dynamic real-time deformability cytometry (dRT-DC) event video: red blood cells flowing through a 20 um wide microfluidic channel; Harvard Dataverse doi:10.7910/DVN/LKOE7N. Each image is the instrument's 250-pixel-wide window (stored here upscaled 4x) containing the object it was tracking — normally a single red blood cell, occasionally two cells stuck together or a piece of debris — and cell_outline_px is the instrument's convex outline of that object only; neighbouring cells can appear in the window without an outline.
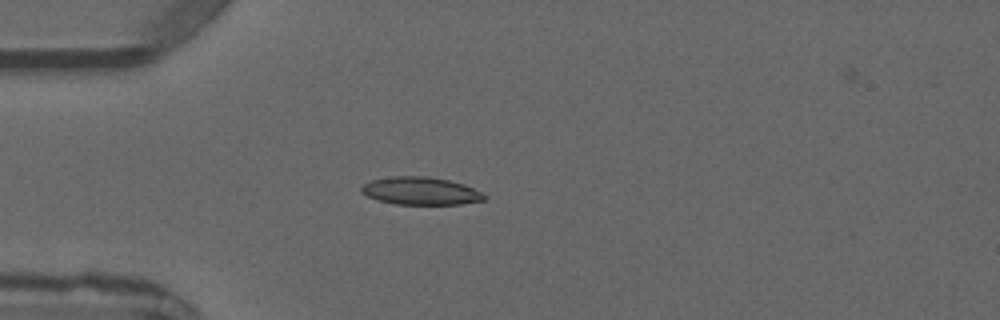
{"species": "common noctule bat (a hibernating species)", "species_latin": "Nyctalus noctula", "temperature_condition": "warm", "stored_images_in_passage": 4, "camera_frame_rate_fps": 3000, "um_per_image_px": 0.085, "animal": {"sex": "male", "forearm_length_mm": 52.5}, "frame": {"image": 1, "passage_image": 3, "time_ms": 3.667, "image_size_px": [1000, 320], "cell_outline_px": [[488, 196], [484, 200], [460, 204], [396, 204], [376, 200], [360, 192], [360, 184], [372, 180], [392, 176], [428, 176], [448, 180], [464, 184]], "centroid_in_image_um": [35.71, 16.23], "position_along_channel_um": 49.3, "area_um2": 19.94}}